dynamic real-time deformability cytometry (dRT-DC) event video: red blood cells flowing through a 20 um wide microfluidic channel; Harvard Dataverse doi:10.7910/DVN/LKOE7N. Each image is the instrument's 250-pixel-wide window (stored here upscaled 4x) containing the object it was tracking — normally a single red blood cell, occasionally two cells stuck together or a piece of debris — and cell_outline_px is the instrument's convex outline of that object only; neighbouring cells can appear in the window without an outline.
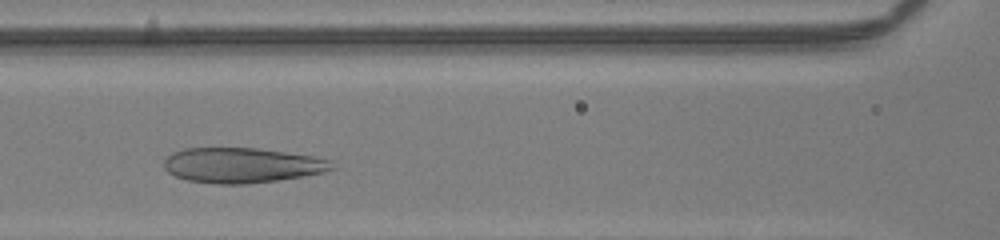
{"species": "human", "species_latin": "Homo sapiens", "temperature_condition": "room temperature", "stored_images_in_passage": 27, "camera_frame_rate_fps": 3000, "um_per_image_px": 0.085, "donor": {"sex": "male"}, "frame": {"image": 1, "passage_image": 8, "time_ms": 2.333, "image_size_px": [1000, 240], "cell_outline_px": [[336, 168], [324, 172], [276, 180], [244, 184], [216, 184], [188, 180], [176, 176], [168, 172], [164, 168], [164, 160], [172, 152], [184, 148], [256, 148], [312, 156], [332, 160]], "centroid_in_image_um": [20.55, 14.04], "position_along_channel_um": 146.0, "area_um2": 34.22}}
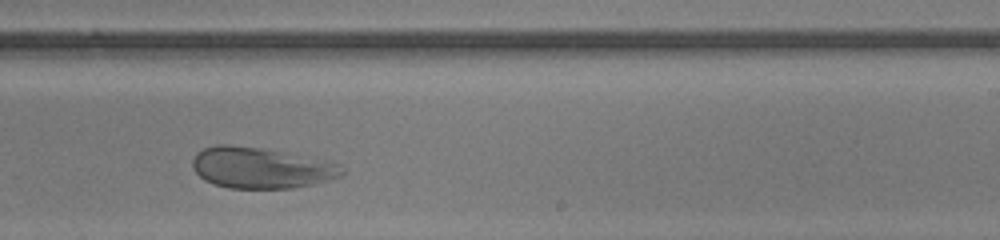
{"frame": {"image": 2, "passage_image": 17, "time_ms": 5.333, "image_size_px": [1000, 240], "cell_outline_px": [[344, 172], [340, 176], [328, 180], [312, 184], [292, 188], [228, 188], [212, 184], [204, 180], [192, 168], [192, 160], [196, 152], [204, 148], [216, 144], [228, 144], [260, 148], [336, 164]], "centroid_in_image_um": [22.05, 14.28], "position_along_channel_um": 267.0, "area_um2": 34.97}}
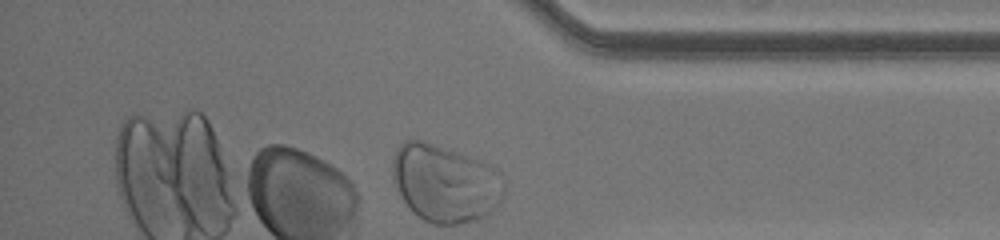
{"frame": {"image": 3, "passage_image": 27, "time_ms": 8.667, "image_size_px": [1000, 240], "cell_outline_px": [[504, 196], [496, 208], [484, 216], [476, 220], [456, 224], [432, 224], [424, 220], [412, 212], [400, 196], [392, 180], [392, 164], [396, 148], [404, 140], [424, 140], [476, 160], [492, 168], [496, 172], [504, 184]], "centroid_in_image_um": [37.77, 15.6], "position_along_channel_um": 397.4, "area_um2": 50.11}, "authors_computed_cell_mechanics": {"area_um2": 36.7608, "velocity_mm_per_s": 4.0559, "shape_relaxation_time_tau1_ms": 7.4011, "shape_relaxation_time_tau2_ms": null, "deformation_change_tau1": 0.2577, "deformation_change_tau2": null}}